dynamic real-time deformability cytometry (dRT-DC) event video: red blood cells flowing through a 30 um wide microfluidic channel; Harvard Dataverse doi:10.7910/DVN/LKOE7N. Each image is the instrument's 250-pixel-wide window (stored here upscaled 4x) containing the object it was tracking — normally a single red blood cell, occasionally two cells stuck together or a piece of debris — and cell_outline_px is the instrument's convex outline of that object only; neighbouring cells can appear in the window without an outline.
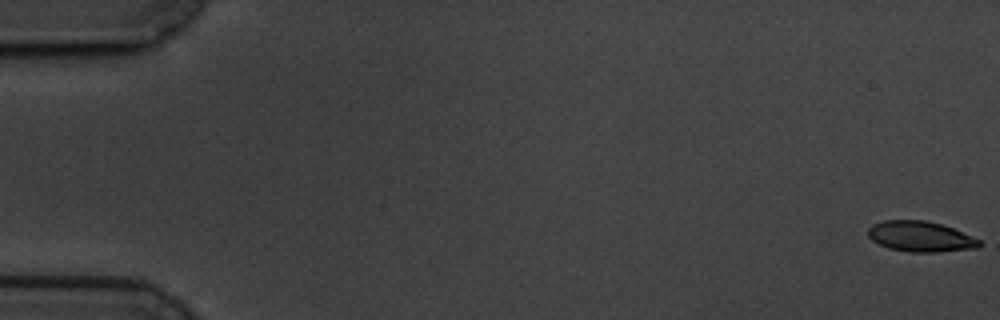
{"species": "common noctule bat (a hibernating species)", "species_latin": "Nyctalus noctula", "temperature_condition": "cold", "stored_images_in_passage": 60, "camera_frame_rate_fps": 3000, "um_per_image_px": 0.085, "animal": {"sex": "male", "body_mass_g": 19.5, "forearm_length_mm": 54.6}, "frame": {"image": 1, "passage_image": 1, "time_ms": 0.0, "image_size_px": [1000, 320], "cell_outline_px": [[980, 244], [976, 248], [940, 252], [908, 252], [888, 248], [872, 240], [868, 236], [868, 228], [872, 224], [884, 220], [924, 220], [940, 224], [952, 228], [980, 240]], "centroid_in_image_um": [78.2, 20.11], "position_along_channel_um": 6.8, "area_um2": 19.65}}
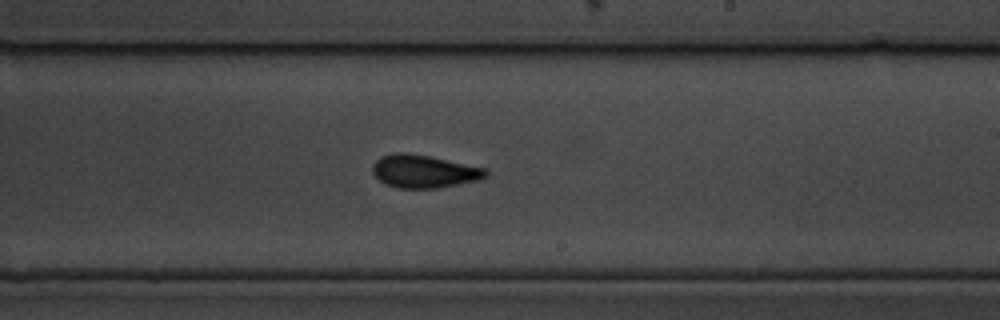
{"frame": {"image": 2, "passage_image": 36, "time_ms": 11.667, "image_size_px": [1000, 320], "cell_outline_px": [[488, 176], [480, 180], [436, 188], [400, 188], [384, 184], [372, 172], [372, 164], [380, 156], [396, 152], [408, 152], [428, 156], [484, 168], [488, 172]], "centroid_in_image_um": [36.0, 14.56], "position_along_channel_um": 253.0, "area_um2": 21.68}}
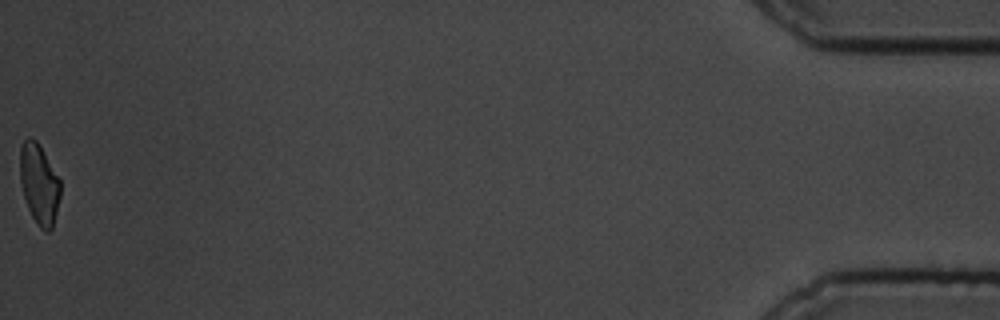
{"frame": {"image": 3, "passage_image": 60, "time_ms": 19.667, "image_size_px": [1000, 320], "cell_outline_px": [[60, 196], [52, 228], [48, 232], [44, 232], [40, 228], [32, 216], [28, 208], [24, 196], [20, 180], [20, 148], [24, 140], [28, 136], [36, 140], [60, 180]], "centroid_in_image_um": [3.32, 15.65], "position_along_channel_um": 431.9, "area_um2": 18.61}, "authors_computed_cell_mechanics": {"area_um2": 20.7791, "velocity_mm_per_s": 3.417, "shape_relaxation_time_tau1_ms": 5.1752, "shape_relaxation_time_tau2_ms": 2.0842, "deformation_change_tau1": 0.1513, "deformation_change_tau2": 0.0735}}